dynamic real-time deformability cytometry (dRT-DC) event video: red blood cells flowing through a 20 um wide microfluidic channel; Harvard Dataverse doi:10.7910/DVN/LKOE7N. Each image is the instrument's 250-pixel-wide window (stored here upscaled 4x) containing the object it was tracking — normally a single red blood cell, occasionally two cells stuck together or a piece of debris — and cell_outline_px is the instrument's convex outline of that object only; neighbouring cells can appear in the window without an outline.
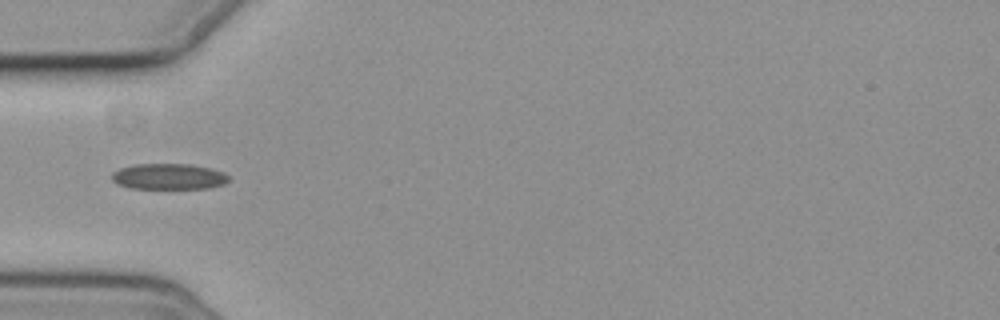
{"species": "common noctule bat (a hibernating species)", "species_latin": "Nyctalus noctula", "temperature_condition": "cold", "stored_images_in_passage": 4, "camera_frame_rate_fps": 3000, "um_per_image_px": 0.085, "animal": {"sex": "female", "body_mass_g": 19.3, "forearm_length_mm": 54.1}, "frame": {"image": 1, "passage_image": 3, "time_ms": 3.0, "image_size_px": [1000, 320], "cell_outline_px": [[228, 180], [224, 184], [208, 188], [132, 188], [116, 184], [112, 180], [112, 172], [120, 168], [136, 164], [188, 164], [212, 168], [224, 172], [228, 176]], "centroid_in_image_um": [14.33, 15.0], "position_along_channel_um": 70.7, "area_um2": 17.57}}
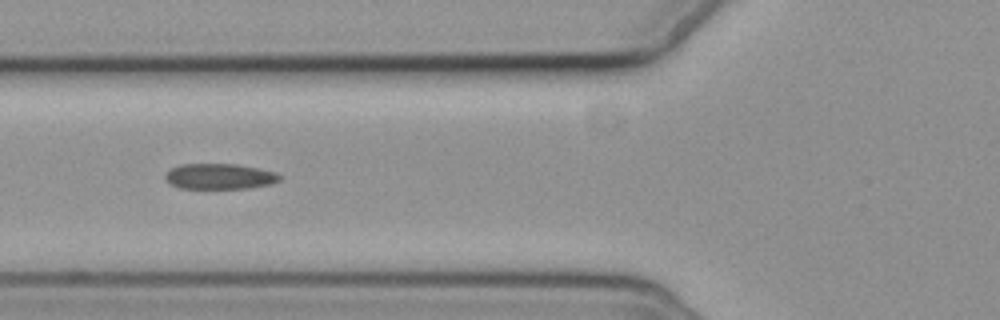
{"frame": {"image": 2, "passage_image": 4, "time_ms": 4.0, "image_size_px": [1000, 320], "cell_outline_px": [[280, 180], [272, 184], [248, 188], [180, 188], [172, 184], [164, 176], [172, 168], [180, 164], [236, 164], [276, 172], [280, 176]], "centroid_in_image_um": [18.69, 14.99], "position_along_channel_um": 107.1, "area_um2": 16.82}}